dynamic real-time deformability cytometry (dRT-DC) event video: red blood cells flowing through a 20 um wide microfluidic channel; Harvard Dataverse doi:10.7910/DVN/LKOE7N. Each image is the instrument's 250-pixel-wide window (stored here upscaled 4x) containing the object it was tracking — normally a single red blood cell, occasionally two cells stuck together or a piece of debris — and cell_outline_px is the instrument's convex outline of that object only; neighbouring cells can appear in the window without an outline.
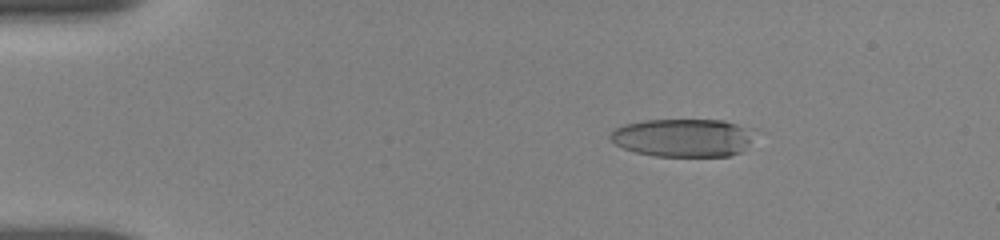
{"species": "human", "species_latin": "Homo sapiens", "temperature_condition": "room temperature", "stored_images_in_passage": 47, "camera_frame_rate_fps": 3000, "um_per_image_px": 0.085, "donor": {"sex": "female"}, "frame": {"image": 1, "passage_image": 9, "time_ms": 2.667, "image_size_px": [1000, 240], "cell_outline_px": [[752, 128], [748, 140], [740, 152], [728, 156], [656, 156], [636, 152], [624, 148], [616, 144], [608, 136], [616, 128], [624, 124], [644, 120], [724, 120]], "centroid_in_image_um": [58.0, 11.7], "position_along_channel_um": 27.0, "area_um2": 31.62}}
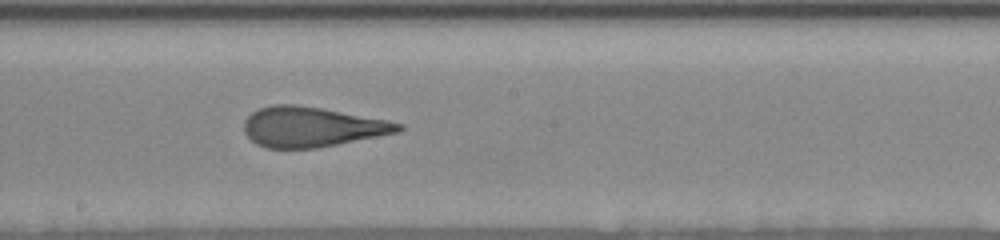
{"frame": {"image": 2, "passage_image": 24, "time_ms": 7.667, "image_size_px": [1000, 240], "cell_outline_px": [[404, 128], [400, 132], [316, 148], [264, 148], [256, 144], [244, 132], [244, 120], [252, 112], [260, 108], [276, 104], [296, 104], [320, 108], [388, 120], [404, 124]], "centroid_in_image_um": [26.5, 10.79], "position_along_channel_um": 221.7, "area_um2": 35.89}}
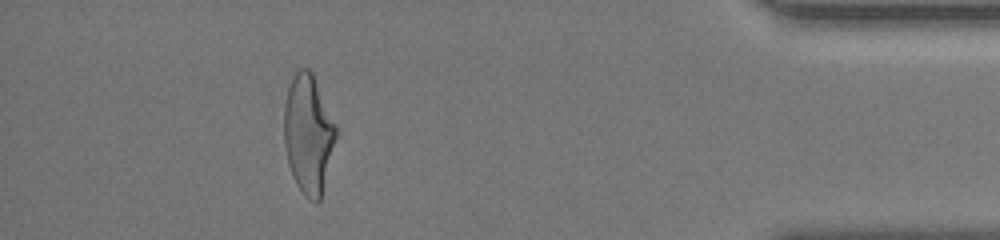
{"frame": {"image": 3, "passage_image": 42, "time_ms": 13.667, "image_size_px": [1000, 240], "cell_outline_px": [[340, 132], [320, 200], [316, 204], [304, 196], [296, 184], [292, 176], [288, 164], [284, 144], [284, 108], [288, 88], [292, 76], [300, 68], [308, 68], [312, 72]], "centroid_in_image_um": [26.24, 11.43], "position_along_channel_um": 409.0, "area_um2": 36.76}, "authors_computed_cell_mechanics": {"area_um2": 35.7782, "velocity_mm_per_s": 3.7123, "shape_relaxation_time_tau1_ms": 2.1687, "shape_relaxation_time_tau2_ms": 0.5193, "deformation_change_tau1": 0.1584, "deformation_change_tau2": 0.1043}}